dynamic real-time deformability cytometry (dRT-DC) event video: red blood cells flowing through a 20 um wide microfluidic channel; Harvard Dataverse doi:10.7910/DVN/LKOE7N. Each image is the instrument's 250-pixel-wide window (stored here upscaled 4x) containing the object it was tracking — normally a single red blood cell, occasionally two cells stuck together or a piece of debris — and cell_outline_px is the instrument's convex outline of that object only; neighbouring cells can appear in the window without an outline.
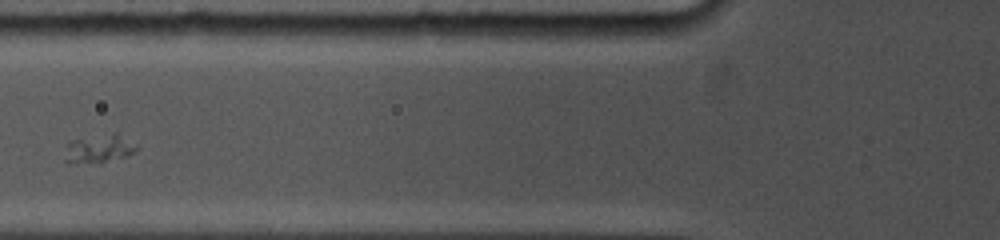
{"species": "common noctule bat (a hibernating species)", "species_latin": "Nyctalus noctula", "temperature_condition": "cold", "stored_images_in_passage": 9, "camera_frame_rate_fps": 5000, "um_per_image_px": 0.085, "animal": {"sex": "female", "body_mass_g": 19.0, "forearm_length_mm": 53.3}, "frame": {"image": 1, "passage_image": 3, "time_ms": 2.2, "image_size_px": [1000, 240], "cell_outline_px": [[140, 148], [128, 156], [104, 160], [68, 164], [64, 160], [68, 144], [72, 140], [112, 132], [116, 132], [136, 144]], "centroid_in_image_um": [8.44, 12.61], "position_along_channel_um": 117.4, "area_um2": 11.62}}
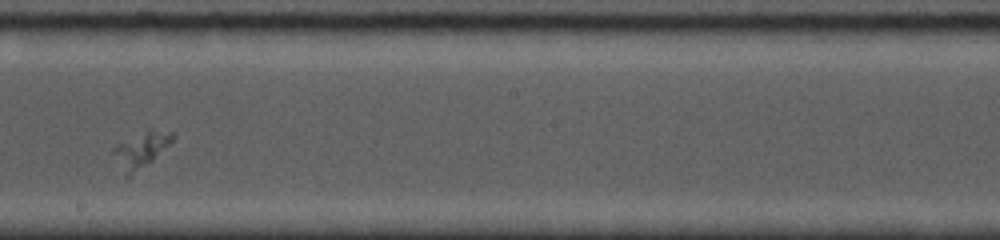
{"frame": {"image": 2, "passage_image": 6, "time_ms": 5.4, "image_size_px": [1000, 240], "cell_outline_px": [[172, 140], [152, 160], [128, 176], [124, 176], [112, 152], [112, 148], [116, 144], [148, 128], [152, 128], [172, 132]], "centroid_in_image_um": [11.93, 12.69], "position_along_channel_um": 236.3, "area_um2": 11.96}}
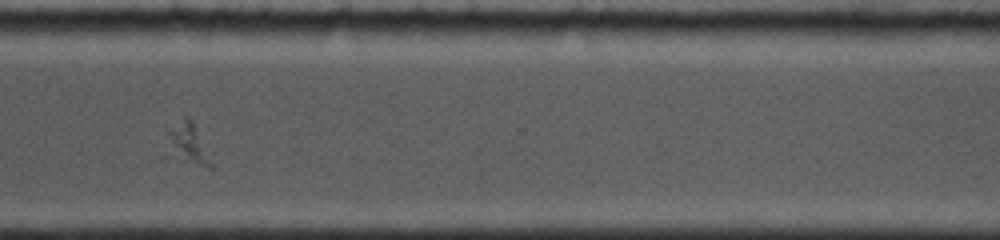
{"frame": {"image": 3, "passage_image": 9, "time_ms": 8.6, "image_size_px": [1000, 240], "cell_outline_px": [[212, 168], [208, 168], [164, 160], [164, 156], [168, 132], [184, 116], [188, 116], [192, 120], [212, 164]], "centroid_in_image_um": [15.83, 12.35], "position_along_channel_um": 354.8, "area_um2": 11.21}}